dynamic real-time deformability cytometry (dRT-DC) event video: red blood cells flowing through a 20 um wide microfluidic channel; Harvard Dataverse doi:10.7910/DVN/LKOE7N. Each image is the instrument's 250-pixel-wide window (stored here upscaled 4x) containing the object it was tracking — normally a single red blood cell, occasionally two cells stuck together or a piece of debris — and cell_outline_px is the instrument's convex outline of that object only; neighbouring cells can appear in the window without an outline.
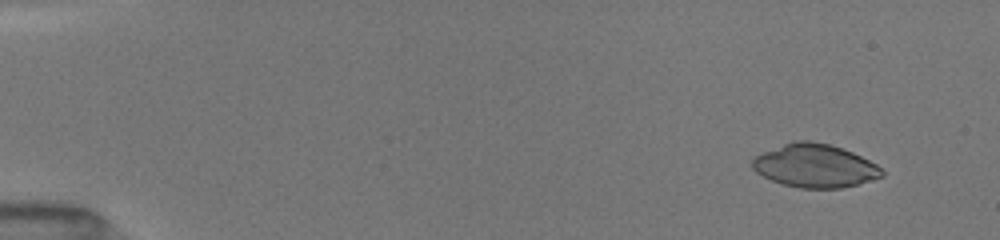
{"species": "common noctule bat (a hibernating species)", "species_latin": "Nyctalus noctula", "temperature_condition": "room temperature", "stored_images_in_passage": 10, "camera_frame_rate_fps": 3000, "um_per_image_px": 0.085, "animal": {"sex": "female", "body_mass_g": 19.5, "forearm_length_mm": 54.1}, "frame": {"image": 1, "passage_image": 1, "time_ms": 0.0, "image_size_px": [1000, 240], "cell_outline_px": [[884, 176], [856, 184], [840, 188], [800, 188], [784, 184], [772, 180], [756, 172], [752, 168], [752, 160], [756, 156], [764, 152], [792, 140], [808, 140], [828, 144], [852, 152], [876, 164], [884, 172]], "centroid_in_image_um": [69.25, 14.09], "position_along_channel_um": 15.7, "area_um2": 32.31}}